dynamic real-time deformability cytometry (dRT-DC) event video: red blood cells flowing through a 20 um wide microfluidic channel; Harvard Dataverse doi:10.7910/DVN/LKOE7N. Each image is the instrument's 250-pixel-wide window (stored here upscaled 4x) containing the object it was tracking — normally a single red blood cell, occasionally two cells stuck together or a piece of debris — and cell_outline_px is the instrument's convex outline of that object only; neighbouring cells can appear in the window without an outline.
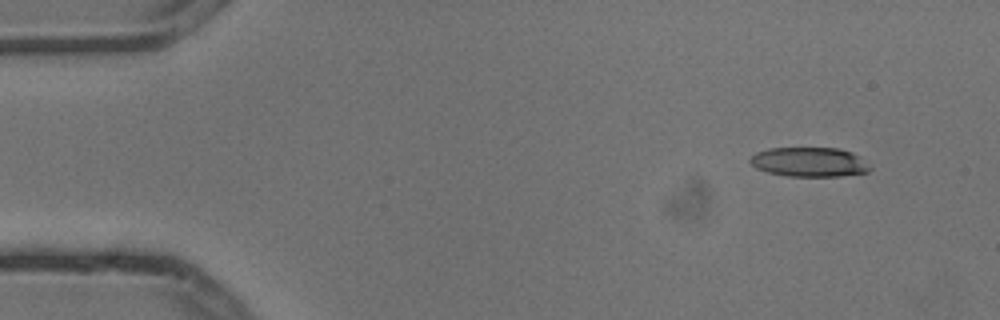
{"species": "common noctule bat (a hibernating species)", "species_latin": "Nyctalus noctula", "temperature_condition": "cold", "stored_images_in_passage": 4, "camera_frame_rate_fps": 3000, "um_per_image_px": 0.085, "animal": {"sex": "male", "body_mass_g": 13.3}, "frame": {"image": 1, "passage_image": 1, "time_ms": 0.0, "image_size_px": [1000, 320], "cell_outline_px": [[872, 168], [868, 172], [840, 176], [788, 176], [768, 172], [756, 168], [748, 160], [756, 152], [768, 148], [840, 148], [852, 152]], "centroid_in_image_um": [68.77, 13.77], "position_along_channel_um": 16.2, "area_um2": 20.46}}
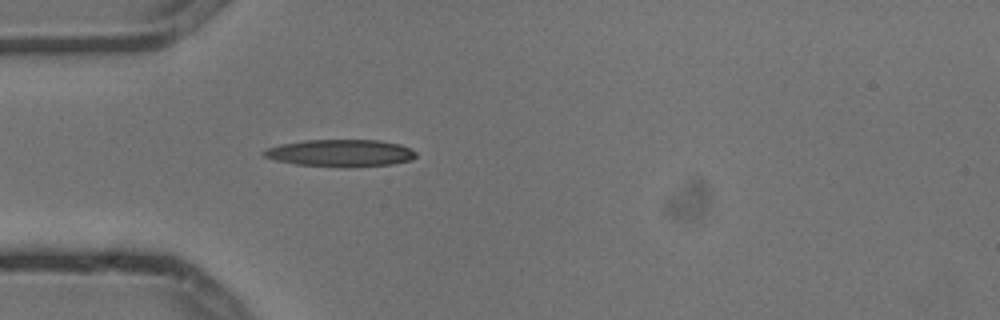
{"frame": {"image": 2, "passage_image": 4, "time_ms": 1.0, "image_size_px": [1000, 320], "cell_outline_px": [[416, 156], [412, 160], [392, 164], [344, 168], [296, 164], [276, 160], [264, 156], [260, 152], [268, 148], [280, 144], [304, 140], [380, 140], [400, 144], [416, 152]], "centroid_in_image_um": [28.95, 13.01], "position_along_channel_um": 56.1, "area_um2": 24.22}}